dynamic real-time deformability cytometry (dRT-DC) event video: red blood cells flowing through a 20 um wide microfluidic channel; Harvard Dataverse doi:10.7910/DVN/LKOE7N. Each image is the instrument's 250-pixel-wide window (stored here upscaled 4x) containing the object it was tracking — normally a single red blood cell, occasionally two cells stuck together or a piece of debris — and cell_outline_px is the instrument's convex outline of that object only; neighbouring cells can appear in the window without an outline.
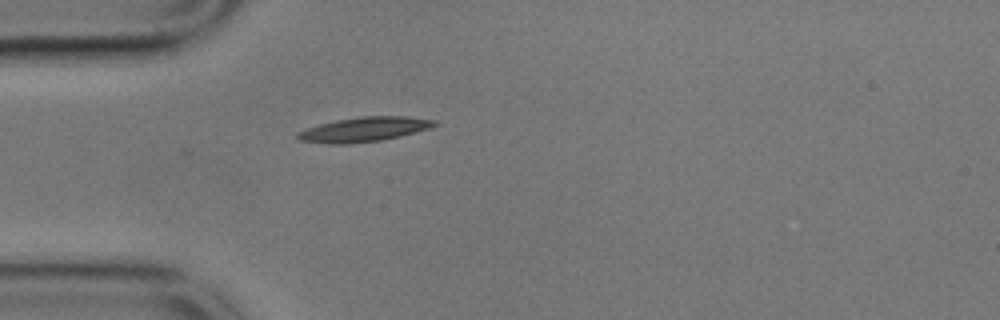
{"species": "common noctule bat (a hibernating species)", "species_latin": "Nyctalus noctula", "temperature_condition": "cold", "stored_images_in_passage": 3, "camera_frame_rate_fps": 3000, "um_per_image_px": 0.085, "animal": {"sex": "male", "body_mass_g": 17.9}, "frame": {"image": 1, "passage_image": 1, "time_ms": 0.0, "image_size_px": [1000, 320], "cell_outline_px": [[440, 124], [432, 128], [400, 136], [380, 140], [348, 144], [328, 144], [300, 140], [296, 136], [296, 132], [320, 124], [336, 120], [364, 116], [408, 116], [436, 120]], "centroid_in_image_um": [31.0, 10.99], "position_along_channel_um": 54.0, "area_um2": 19.65}}